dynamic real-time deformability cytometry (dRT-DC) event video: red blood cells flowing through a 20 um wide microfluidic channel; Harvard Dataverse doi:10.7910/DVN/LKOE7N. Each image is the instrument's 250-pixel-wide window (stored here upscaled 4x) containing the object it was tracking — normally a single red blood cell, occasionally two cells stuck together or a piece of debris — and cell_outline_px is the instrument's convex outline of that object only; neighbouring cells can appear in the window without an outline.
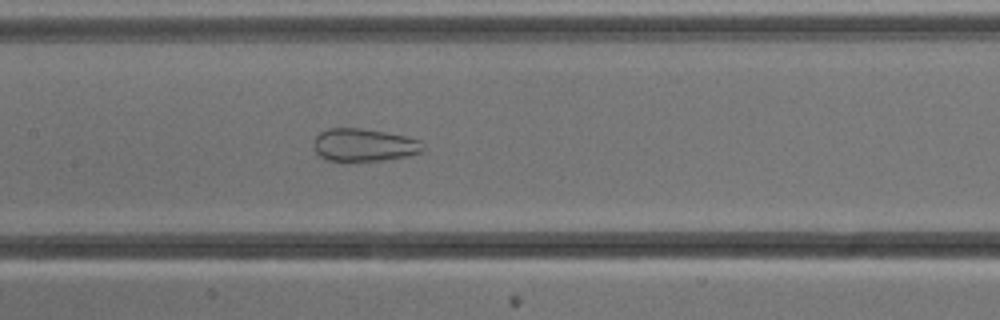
{"species": "common noctule bat (a hibernating species)", "species_latin": "Nyctalus noctula", "temperature_condition": "cold", "stored_images_in_passage": 41, "camera_frame_rate_fps": 3000, "um_per_image_px": 0.085, "animal": {"sex": "male", "body_mass_g": 13.3}, "frame": {"image": 1, "passage_image": 13, "time_ms": 4.0, "image_size_px": [1000, 320], "cell_outline_px": [[424, 148], [420, 152], [408, 156], [380, 160], [328, 160], [320, 156], [316, 152], [312, 144], [312, 140], [320, 132], [328, 128], [360, 128], [384, 132], [404, 136], [420, 140]], "centroid_in_image_um": [30.9, 12.31], "position_along_channel_um": 176.5, "area_um2": 20.63}}
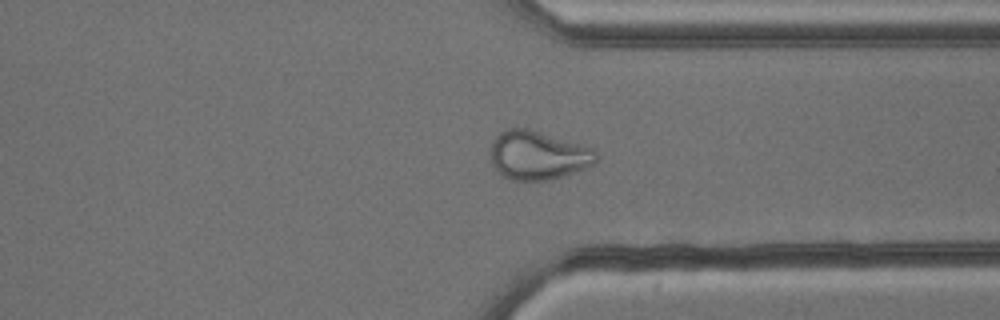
{"frame": {"image": 2, "passage_image": 28, "time_ms": 9.0, "image_size_px": [1000, 320], "cell_outline_px": [[600, 156], [592, 164], [584, 168], [552, 180], [512, 180], [504, 176], [492, 164], [492, 140], [500, 132], [508, 128], [528, 128], [580, 144], [592, 148]], "centroid_in_image_um": [45.73, 13.19], "position_along_channel_um": 365.7, "area_um2": 29.71}}
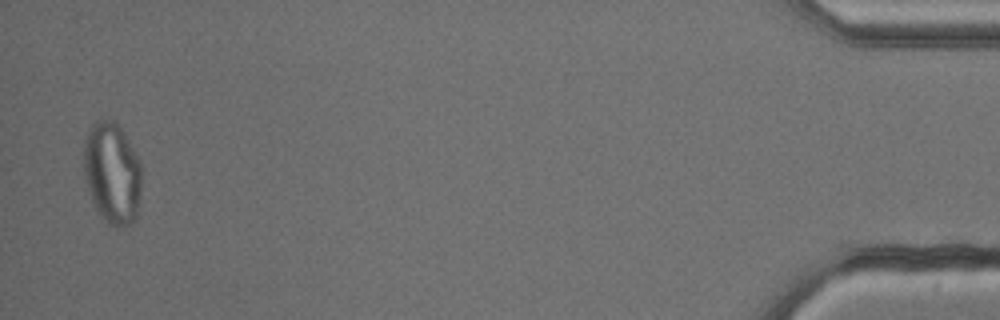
{"frame": {"image": 3, "passage_image": 40, "time_ms": 13.0, "image_size_px": [1000, 320], "cell_outline_px": [[140, 200], [136, 216], [128, 224], [116, 228], [108, 224], [96, 208], [92, 200], [84, 176], [84, 144], [88, 132], [92, 124], [96, 120], [112, 120], [120, 128], [140, 160]], "centroid_in_image_um": [9.53, 14.72], "position_along_channel_um": 425.7, "area_um2": 33.81}, "authors_computed_cell_mechanics": {"area_um2": 29.4202, "velocity_mm_per_s": 3.8047, "shape_relaxation_time_tau1_ms": null, "shape_relaxation_time_tau2_ms": 1.4214, "deformation_change_tau1": null, "deformation_change_tau2": 0.0858}}